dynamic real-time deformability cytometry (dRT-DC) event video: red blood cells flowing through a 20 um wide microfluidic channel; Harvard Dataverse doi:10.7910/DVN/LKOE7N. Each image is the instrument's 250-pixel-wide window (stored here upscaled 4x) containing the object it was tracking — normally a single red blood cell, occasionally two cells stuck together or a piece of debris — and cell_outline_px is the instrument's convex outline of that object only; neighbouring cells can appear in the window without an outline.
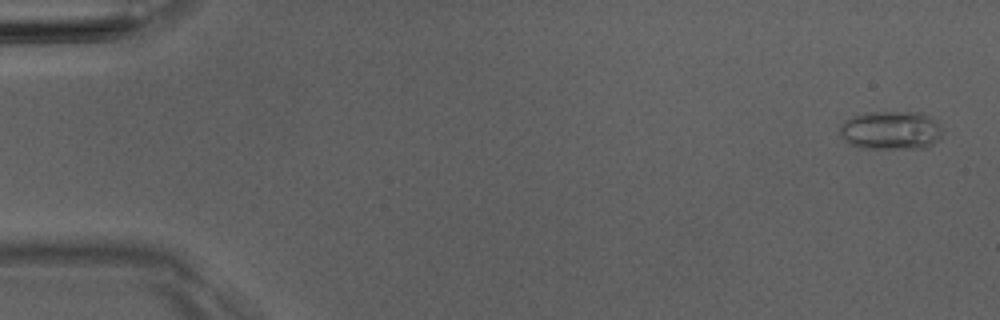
{"species": "Egyptian fruit bat (a non-hibernating species)", "species_latin": "Rousettus aegyptiacus", "temperature_condition": "room temperature", "stored_images_in_passage": 6, "camera_frame_rate_fps": 3000, "um_per_image_px": 0.085, "animal": {"sex": "male"}, "frame": {"image": 1, "passage_image": 1, "time_ms": 0.0, "image_size_px": [1000, 320], "cell_outline_px": [[944, 132], [940, 140], [928, 148], [860, 148], [848, 144], [840, 136], [840, 128], [844, 120], [852, 116], [864, 112], [924, 112], [936, 120], [940, 124]], "centroid_in_image_um": [75.77, 11.08], "position_along_channel_um": 9.2, "area_um2": 23.76}}